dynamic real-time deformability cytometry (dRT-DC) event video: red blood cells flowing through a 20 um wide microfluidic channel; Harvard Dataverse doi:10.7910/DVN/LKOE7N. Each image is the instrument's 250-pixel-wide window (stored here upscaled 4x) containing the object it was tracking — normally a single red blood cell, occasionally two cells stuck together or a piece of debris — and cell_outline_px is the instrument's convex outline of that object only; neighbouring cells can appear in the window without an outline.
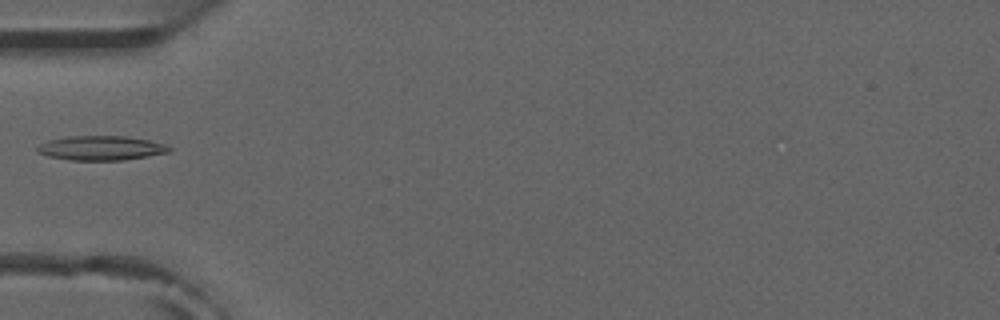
{"species": "common noctule bat (a hibernating species)", "species_latin": "Nyctalus noctula", "temperature_condition": "room temperature", "stored_images_in_passage": 6, "camera_frame_rate_fps": 3000, "um_per_image_px": 0.085, "animal": {"sex": "male", "forearm_length_mm": 52.5}, "frame": {"image": 1, "passage_image": 5, "time_ms": 5.0, "image_size_px": [1000, 320], "cell_outline_px": [[172, 152], [124, 160], [68, 160], [48, 156], [36, 152], [36, 148], [40, 144], [48, 140], [68, 136], [128, 136], [148, 140], [164, 144], [172, 148]], "centroid_in_image_um": [8.59, 12.58], "position_along_channel_um": 76.4, "area_um2": 18.9}}
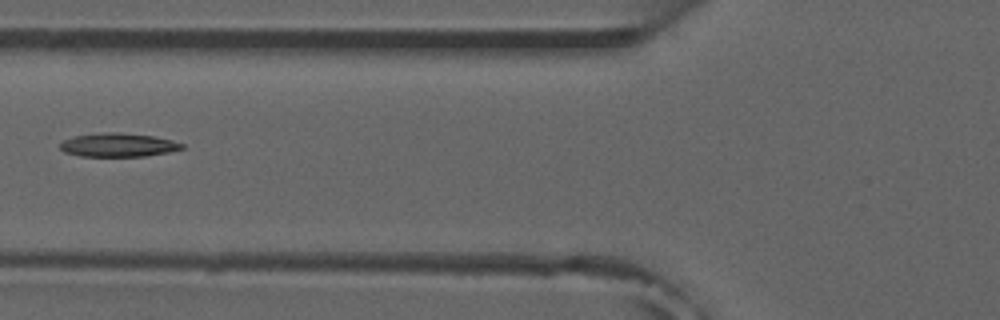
{"frame": {"image": 2, "passage_image": 6, "time_ms": 6.0, "image_size_px": [1000, 320], "cell_outline_px": [[184, 148], [168, 152], [144, 156], [80, 156], [64, 152], [60, 148], [60, 144], [64, 140], [76, 136], [108, 132], [120, 132], [152, 136], [172, 140], [184, 144]], "centroid_in_image_um": [10.06, 12.32], "position_along_channel_um": 115.7, "area_um2": 16.59}}